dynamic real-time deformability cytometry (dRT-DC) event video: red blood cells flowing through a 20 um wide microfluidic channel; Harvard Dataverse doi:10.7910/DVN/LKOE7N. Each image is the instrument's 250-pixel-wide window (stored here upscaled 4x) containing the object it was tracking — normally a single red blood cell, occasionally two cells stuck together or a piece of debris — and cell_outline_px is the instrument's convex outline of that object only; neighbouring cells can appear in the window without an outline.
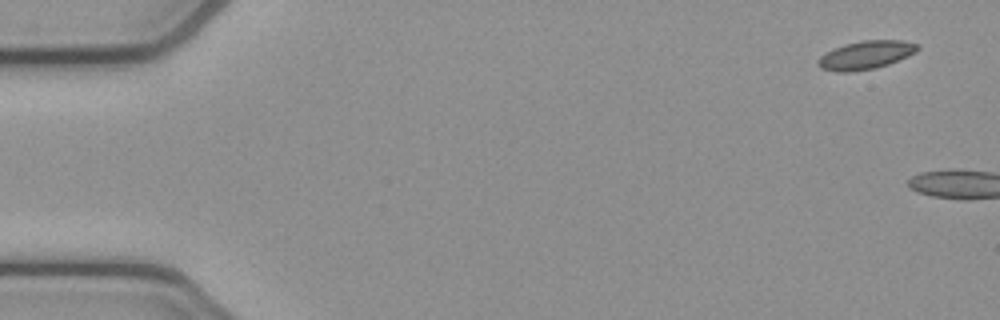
{"species": "common noctule bat (a hibernating species)", "species_latin": "Nyctalus noctula", "temperature_condition": "cold", "stored_images_in_passage": 2, "camera_frame_rate_fps": 3000, "um_per_image_px": 0.085, "animal": {"sex": "female", "body_mass_g": 21.9}, "frame": {"image": 1, "passage_image": 1, "time_ms": 0.0, "image_size_px": [1000, 320], "cell_outline_px": [[920, 48], [916, 52], [908, 56], [888, 64], [876, 68], [848, 72], [836, 72], [820, 68], [816, 64], [816, 60], [820, 56], [844, 44], [860, 40], [904, 40], [920, 44]], "centroid_in_image_um": [73.61, 4.67], "position_along_channel_um": 11.4, "area_um2": 16.59}}